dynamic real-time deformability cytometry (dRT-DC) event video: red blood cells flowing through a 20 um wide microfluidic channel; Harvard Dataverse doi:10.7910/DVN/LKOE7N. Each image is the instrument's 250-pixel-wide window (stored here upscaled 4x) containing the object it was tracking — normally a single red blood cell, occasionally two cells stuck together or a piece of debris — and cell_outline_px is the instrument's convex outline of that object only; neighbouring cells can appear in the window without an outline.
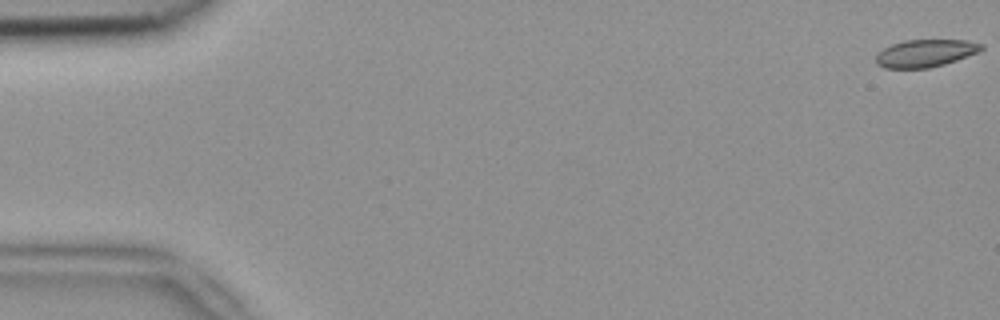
{"species": "common noctule bat (a hibernating species)", "species_latin": "Nyctalus noctula", "temperature_condition": "room temperature", "stored_images_in_passage": 4, "camera_frame_rate_fps": 3000, "um_per_image_px": 0.085, "animal": {"sex": "female", "body_mass_g": 18.4}, "frame": {"image": 1, "passage_image": 1, "time_ms": 0.0, "image_size_px": [1000, 320], "cell_outline_px": [[984, 48], [976, 52], [956, 60], [944, 64], [928, 68], [884, 68], [876, 64], [876, 56], [884, 48], [892, 44], [904, 40], [968, 40], [984, 44]], "centroid_in_image_um": [78.65, 4.52], "position_along_channel_um": 6.4, "area_um2": 16.76}}
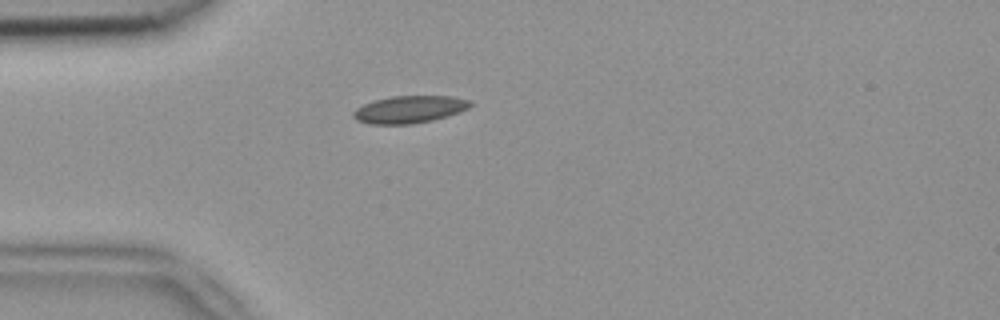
{"frame": {"image": 2, "passage_image": 4, "time_ms": 1.0, "image_size_px": [1000, 320], "cell_outline_px": [[472, 104], [468, 108], [460, 112], [432, 120], [412, 124], [368, 124], [356, 120], [352, 116], [352, 112], [356, 108], [364, 104], [376, 100], [392, 96], [452, 96], [472, 100]], "centroid_in_image_um": [34.8, 9.3], "position_along_channel_um": 50.2, "area_um2": 18.67}}